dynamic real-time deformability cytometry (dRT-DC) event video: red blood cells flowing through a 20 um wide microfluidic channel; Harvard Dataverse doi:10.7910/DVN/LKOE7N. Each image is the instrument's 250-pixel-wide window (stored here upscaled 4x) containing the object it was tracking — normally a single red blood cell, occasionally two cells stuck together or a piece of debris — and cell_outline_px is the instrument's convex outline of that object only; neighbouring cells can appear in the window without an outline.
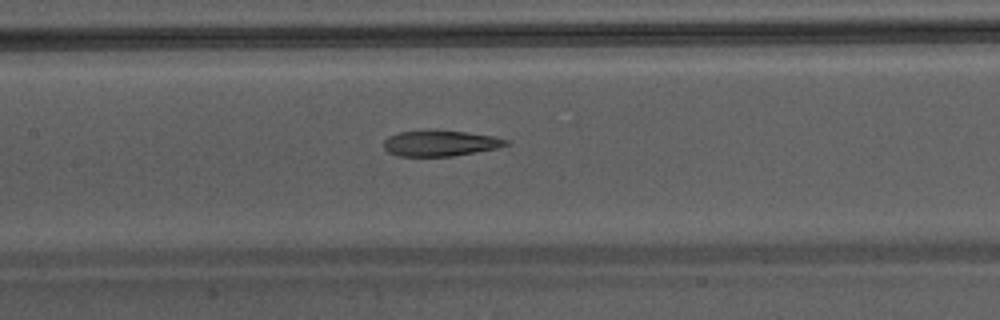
{"species": "Egyptian fruit bat (a non-hibernating species)", "species_latin": "Rousettus aegyptiacus", "temperature_condition": "warm", "stored_images_in_passage": 23, "camera_frame_rate_fps": 3000, "um_per_image_px": 0.085, "animal": {"sex": "male"}, "frame": {"image": 1, "passage_image": 14, "time_ms": 4.333, "image_size_px": [1000, 320], "cell_outline_px": [[508, 144], [496, 148], [476, 152], [452, 156], [396, 156], [388, 152], [384, 148], [384, 140], [388, 136], [400, 132], [464, 132], [492, 136], [508, 140]], "centroid_in_image_um": [37.39, 12.21], "position_along_channel_um": 170.0, "area_um2": 17.69}}
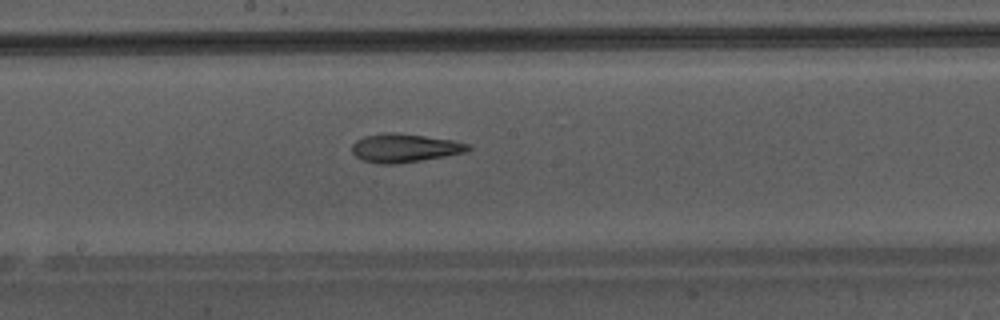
{"frame": {"image": 2, "passage_image": 17, "time_ms": 5.333, "image_size_px": [1000, 320], "cell_outline_px": [[472, 148], [464, 152], [444, 156], [396, 164], [380, 164], [364, 160], [356, 156], [352, 152], [352, 144], [356, 140], [364, 136], [384, 132], [396, 132], [452, 140], [468, 144]], "centroid_in_image_um": [34.35, 12.57], "position_along_channel_um": 213.9, "area_um2": 19.13}}